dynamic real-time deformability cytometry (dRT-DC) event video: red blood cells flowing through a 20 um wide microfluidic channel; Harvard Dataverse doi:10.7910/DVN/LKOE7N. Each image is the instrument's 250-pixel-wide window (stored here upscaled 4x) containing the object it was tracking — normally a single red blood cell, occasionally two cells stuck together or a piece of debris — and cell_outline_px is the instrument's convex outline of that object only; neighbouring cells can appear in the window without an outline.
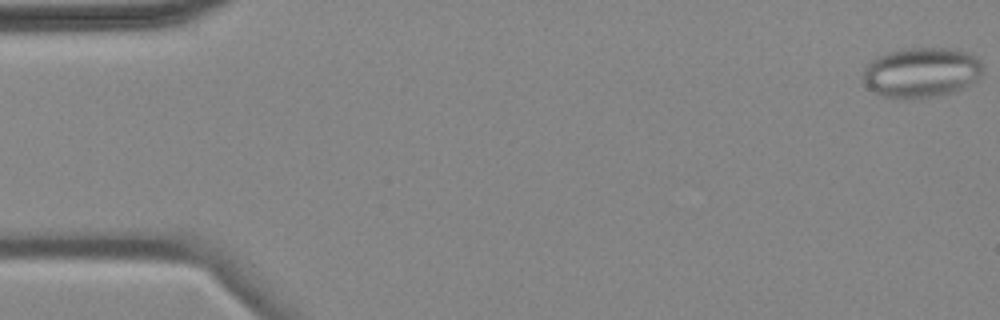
{"species": "common noctule bat (a hibernating species)", "species_latin": "Nyctalus noctula", "temperature_condition": "cold", "stored_images_in_passage": 5, "camera_frame_rate_fps": 3000, "um_per_image_px": 0.085, "animal": {"sex": "female", "body_mass_g": 18.4}, "frame": {"image": 1, "passage_image": 1, "time_ms": 0.0, "image_size_px": [1000, 320], "cell_outline_px": [[980, 76], [968, 84], [960, 88], [948, 92], [928, 96], [904, 100], [884, 96], [868, 88], [864, 80], [864, 68], [872, 60], [888, 52], [908, 48], [948, 48], [964, 52], [972, 56], [980, 64]], "centroid_in_image_um": [78.24, 6.16], "position_along_channel_um": 6.8, "area_um2": 33.87}}